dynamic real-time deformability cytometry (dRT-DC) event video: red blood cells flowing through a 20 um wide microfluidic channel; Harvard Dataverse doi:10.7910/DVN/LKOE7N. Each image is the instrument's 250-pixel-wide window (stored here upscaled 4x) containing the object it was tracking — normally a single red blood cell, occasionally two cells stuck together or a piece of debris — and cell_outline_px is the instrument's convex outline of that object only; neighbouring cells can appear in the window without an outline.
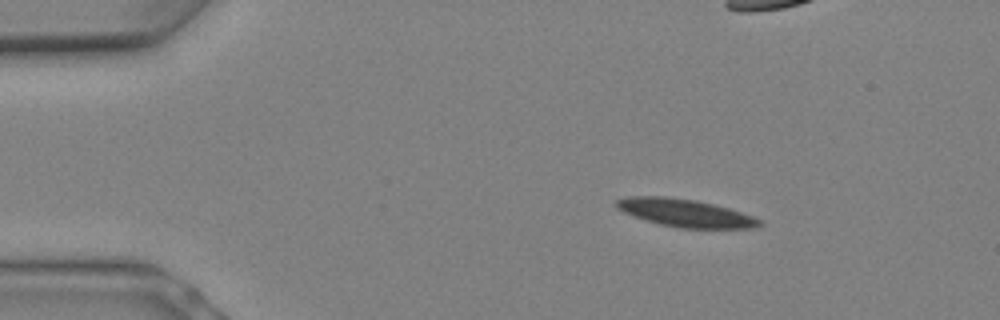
{"species": "Egyptian fruit bat (a non-hibernating species)", "species_latin": "Rousettus aegyptiacus", "temperature_condition": "warm", "stored_images_in_passage": 6, "camera_frame_rate_fps": 3000, "um_per_image_px": 0.085, "animal": {"sex": "female"}, "frame": {"image": 1, "passage_image": 2, "time_ms": 0.333, "image_size_px": [1000, 320], "cell_outline_px": [[764, 224], [756, 228], [680, 228], [660, 224], [624, 212], [616, 208], [612, 204], [616, 200], [628, 196], [664, 196], [696, 200], [728, 208], [752, 216], [760, 220]], "centroid_in_image_um": [58.23, 18.09], "position_along_channel_um": 26.8, "area_um2": 23.0}}